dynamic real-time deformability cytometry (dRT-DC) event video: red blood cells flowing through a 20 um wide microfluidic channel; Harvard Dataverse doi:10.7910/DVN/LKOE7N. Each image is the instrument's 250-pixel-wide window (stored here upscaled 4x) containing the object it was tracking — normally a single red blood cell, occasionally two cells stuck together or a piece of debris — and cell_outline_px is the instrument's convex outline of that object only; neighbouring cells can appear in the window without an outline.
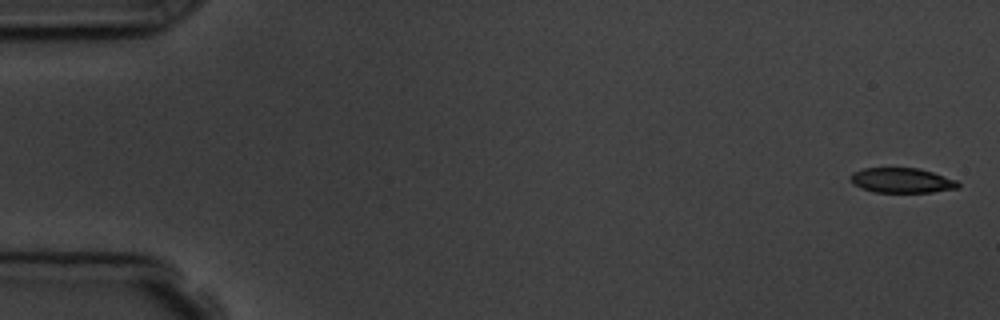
{"species": "common noctule bat (a hibernating species)", "species_latin": "Nyctalus noctula", "temperature_condition": "room temperature", "stored_images_in_passage": 5, "camera_frame_rate_fps": 3000, "um_per_image_px": 0.085, "animal": {"sex": "male", "body_mass_g": 19.5, "forearm_length_mm": 54.6}, "frame": {"image": 1, "passage_image": 1, "time_ms": 0.0, "image_size_px": [1000, 320], "cell_outline_px": [[960, 188], [932, 192], [876, 192], [860, 188], [852, 184], [848, 176], [852, 172], [864, 168], [920, 168], [956, 180], [960, 184]], "centroid_in_image_um": [76.62, 15.33], "position_along_channel_um": 8.4, "area_um2": 15.78}}
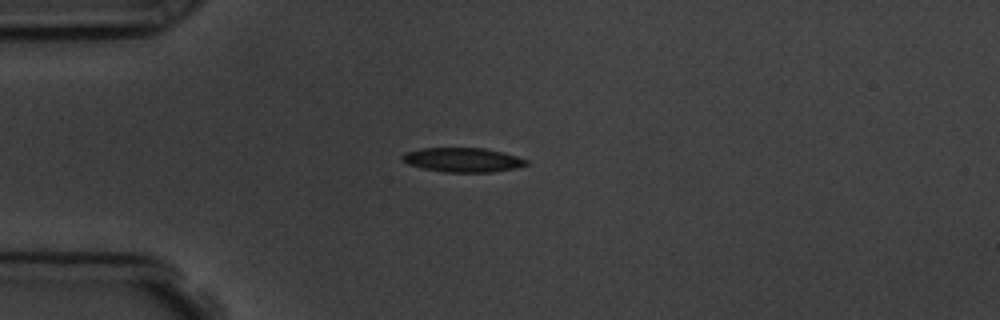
{"frame": {"image": 2, "passage_image": 5, "time_ms": 4.333, "image_size_px": [1000, 320], "cell_outline_px": [[528, 164], [516, 168], [492, 172], [444, 172], [424, 168], [408, 164], [400, 156], [404, 152], [420, 148], [484, 148], [504, 152], [528, 160]], "centroid_in_image_um": [39.34, 13.58], "position_along_channel_um": 45.7, "area_um2": 17.57}}